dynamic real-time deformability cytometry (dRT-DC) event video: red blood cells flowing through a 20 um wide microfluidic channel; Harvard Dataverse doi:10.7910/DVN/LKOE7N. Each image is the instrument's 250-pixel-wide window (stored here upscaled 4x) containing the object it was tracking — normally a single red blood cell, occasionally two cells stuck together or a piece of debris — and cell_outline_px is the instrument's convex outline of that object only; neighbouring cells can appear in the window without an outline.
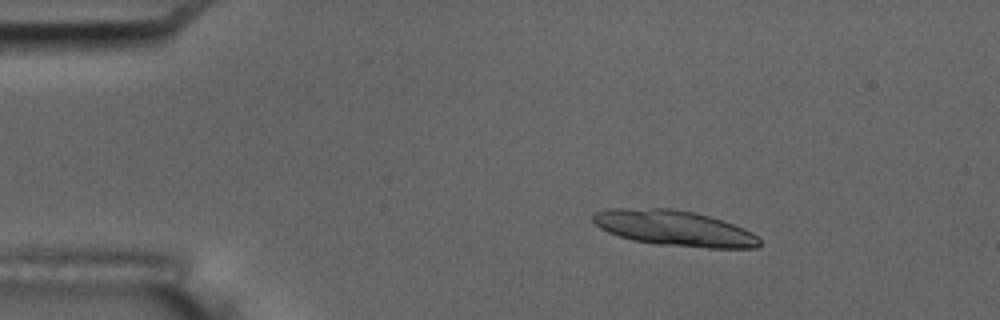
{"species": "common noctule bat (a hibernating species)", "species_latin": "Nyctalus noctula", "temperature_condition": "room temperature", "stored_images_in_passage": 6, "camera_frame_rate_fps": 3000, "um_per_image_px": 0.085, "animal": {"sex": "male", "body_mass_g": 17.5, "forearm_length_mm": 52.3}, "frame": {"image": 1, "passage_image": 3, "time_ms": 2.333, "image_size_px": [1000, 320], "cell_outline_px": [[760, 244], [756, 248], [708, 248], [656, 244], [632, 240], [608, 232], [600, 228], [592, 220], [592, 216], [596, 212], [608, 208], [672, 208], [696, 212], [732, 224], [752, 232], [760, 240]], "centroid_in_image_um": [57.29, 19.39], "position_along_channel_um": 27.7, "area_um2": 34.39}}